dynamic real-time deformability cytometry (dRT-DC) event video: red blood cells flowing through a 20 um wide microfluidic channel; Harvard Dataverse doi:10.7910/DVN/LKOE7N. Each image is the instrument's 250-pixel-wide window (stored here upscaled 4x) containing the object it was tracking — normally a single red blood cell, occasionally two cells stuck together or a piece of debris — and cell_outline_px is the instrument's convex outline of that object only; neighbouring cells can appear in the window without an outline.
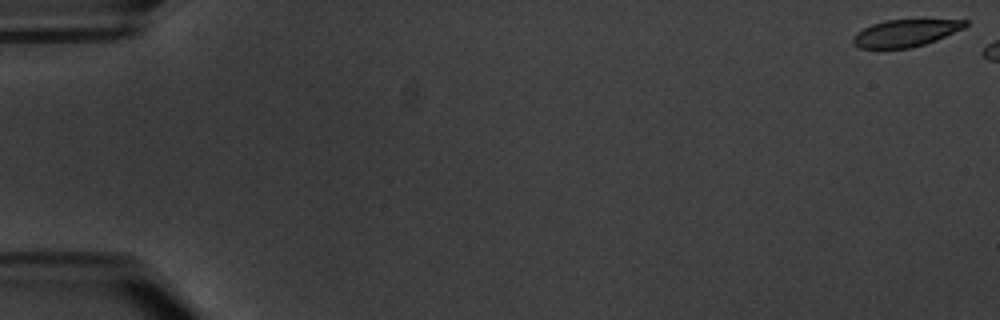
{"species": "common noctule bat (a hibernating species)", "species_latin": "Nyctalus noctula", "temperature_condition": "warm", "stored_images_in_passage": 3, "camera_frame_rate_fps": 3000, "um_per_image_px": 0.085, "animal": {"sex": "male", "body_mass_g": 20.1, "forearm_length_mm": 53.5}, "frame": {"image": 1, "passage_image": 1, "time_ms": 0.0, "image_size_px": [1000, 320], "cell_outline_px": [[968, 24], [964, 28], [936, 40], [924, 44], [908, 48], [860, 48], [852, 40], [856, 32], [872, 24], [884, 20], [968, 20]], "centroid_in_image_um": [76.97, 2.8], "position_along_channel_um": 8.0, "area_um2": 17.46}}